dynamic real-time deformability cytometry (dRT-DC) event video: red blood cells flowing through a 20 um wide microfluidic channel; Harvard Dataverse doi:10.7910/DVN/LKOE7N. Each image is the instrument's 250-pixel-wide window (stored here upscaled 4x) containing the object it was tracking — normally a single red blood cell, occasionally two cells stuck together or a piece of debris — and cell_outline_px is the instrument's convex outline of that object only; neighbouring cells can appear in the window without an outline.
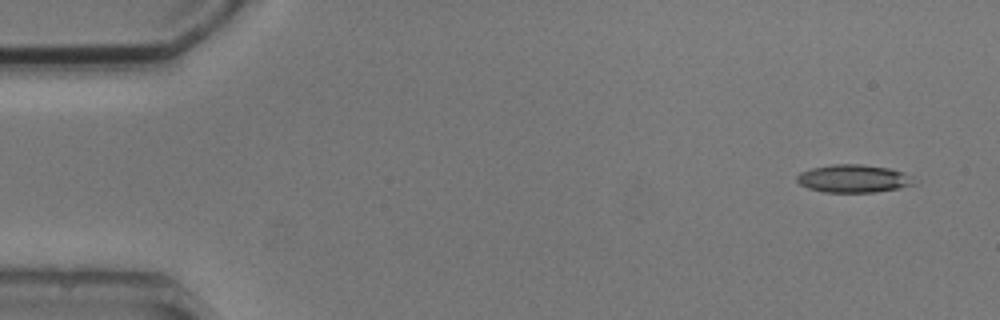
{"species": "common noctule bat (a hibernating species)", "species_latin": "Nyctalus noctula", "temperature_condition": "cold", "stored_images_in_passage": 5, "camera_frame_rate_fps": 3000, "um_per_image_px": 0.085, "animal": {"sex": "male", "body_mass_g": 20.5, "forearm_length_mm": 52.5}, "frame": {"image": 1, "passage_image": 1, "time_ms": 0.0, "image_size_px": [1000, 320], "cell_outline_px": [[920, 184], [900, 188], [876, 192], [824, 192], [808, 188], [800, 184], [796, 180], [796, 176], [800, 172], [812, 168], [832, 164], [860, 164], [888, 168], [904, 172], [920, 180]], "centroid_in_image_um": [72.64, 15.18], "position_along_channel_um": 12.4, "area_um2": 19.42}}
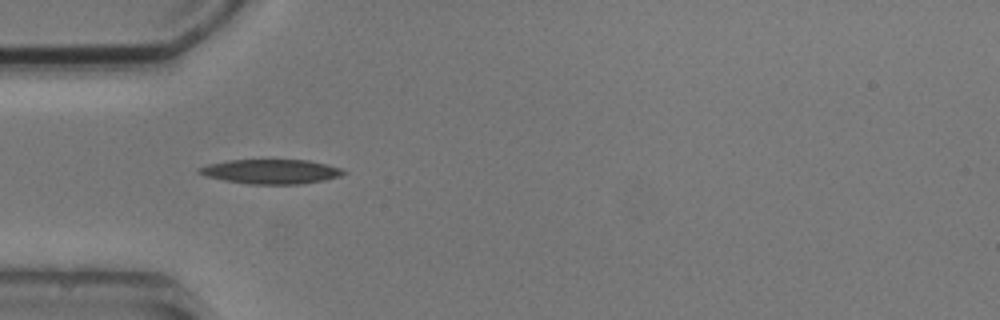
{"frame": {"image": 2, "passage_image": 4, "time_ms": 4.333, "image_size_px": [1000, 320], "cell_outline_px": [[348, 172], [340, 176], [324, 180], [300, 184], [248, 184], [224, 180], [208, 176], [196, 172], [196, 168], [208, 164], [228, 160], [308, 160], [328, 164], [340, 168]], "centroid_in_image_um": [23.04, 14.58], "position_along_channel_um": 62.0, "area_um2": 20.63}}